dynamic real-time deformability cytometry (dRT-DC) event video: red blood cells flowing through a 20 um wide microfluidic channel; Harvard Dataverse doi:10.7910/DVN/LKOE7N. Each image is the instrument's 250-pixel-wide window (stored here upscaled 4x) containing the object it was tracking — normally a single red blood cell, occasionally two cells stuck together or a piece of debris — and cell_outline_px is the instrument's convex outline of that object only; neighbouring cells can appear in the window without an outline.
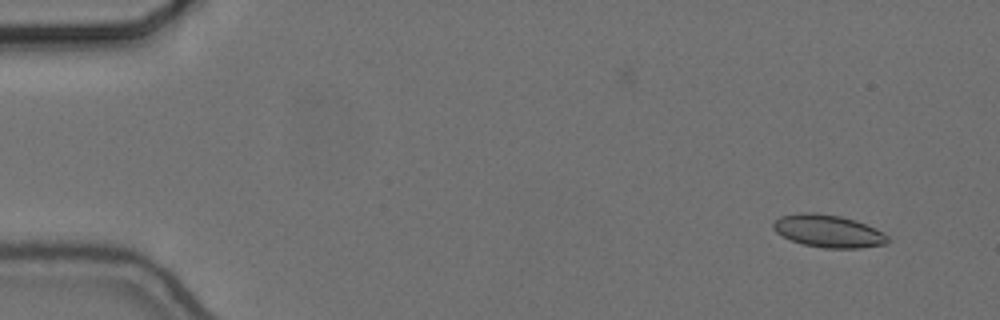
{"species": "common noctule bat (a hibernating species)", "species_latin": "Nyctalus noctula", "temperature_condition": "cold", "stored_images_in_passage": 15, "camera_frame_rate_fps": 3000, "um_per_image_px": 0.085, "animal": {"sex": "female", "body_mass_g": 24.6, "forearm_length_mm": 56.2}, "frame": {"image": 1, "passage_image": 2, "time_ms": 0.333, "image_size_px": [1000, 320], "cell_outline_px": [[888, 244], [860, 248], [824, 248], [804, 244], [792, 240], [776, 232], [772, 228], [772, 224], [780, 216], [800, 212], [816, 212], [840, 216], [856, 220], [888, 236]], "centroid_in_image_um": [70.38, 19.63], "position_along_channel_um": 14.6, "area_um2": 21.56}}
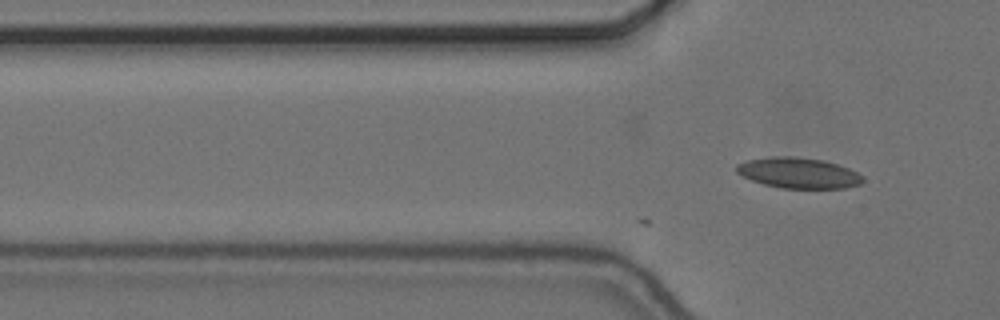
{"frame": {"image": 2, "passage_image": 15, "time_ms": 4.667, "image_size_px": [1000, 320], "cell_outline_px": [[864, 180], [860, 184], [844, 188], [780, 188], [764, 184], [752, 180], [736, 172], [736, 164], [748, 160], [772, 156], [792, 156], [824, 160], [848, 168], [864, 176]], "centroid_in_image_um": [67.87, 14.7], "position_along_channel_um": 57.9, "area_um2": 22.48}}